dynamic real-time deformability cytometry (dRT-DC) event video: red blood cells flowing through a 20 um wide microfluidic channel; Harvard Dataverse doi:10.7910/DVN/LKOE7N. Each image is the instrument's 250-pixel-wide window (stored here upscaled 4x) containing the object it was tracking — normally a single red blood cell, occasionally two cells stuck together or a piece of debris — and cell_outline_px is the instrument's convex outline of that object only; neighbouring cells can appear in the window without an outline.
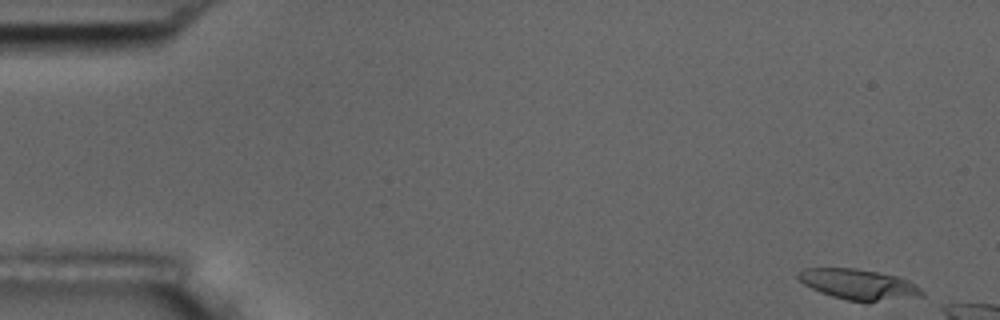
{"species": "common noctule bat (a hibernating species)", "species_latin": "Nyctalus noctula", "temperature_condition": "room temperature", "stored_images_in_passage": 11, "camera_frame_rate_fps": 3000, "um_per_image_px": 0.085, "animal": {"sex": "male", "body_mass_g": 17.5, "forearm_length_mm": 52.3}, "frame": {"image": 1, "passage_image": 1, "time_ms": 0.0, "image_size_px": [1000, 320], "cell_outline_px": [[924, 296], [868, 304], [864, 304], [832, 296], [820, 292], [804, 284], [796, 276], [796, 272], [804, 268], [856, 268], [896, 276], [908, 280], [916, 284], [924, 292]], "centroid_in_image_um": [73.02, 24.21], "position_along_channel_um": 12.0, "area_um2": 22.54}}